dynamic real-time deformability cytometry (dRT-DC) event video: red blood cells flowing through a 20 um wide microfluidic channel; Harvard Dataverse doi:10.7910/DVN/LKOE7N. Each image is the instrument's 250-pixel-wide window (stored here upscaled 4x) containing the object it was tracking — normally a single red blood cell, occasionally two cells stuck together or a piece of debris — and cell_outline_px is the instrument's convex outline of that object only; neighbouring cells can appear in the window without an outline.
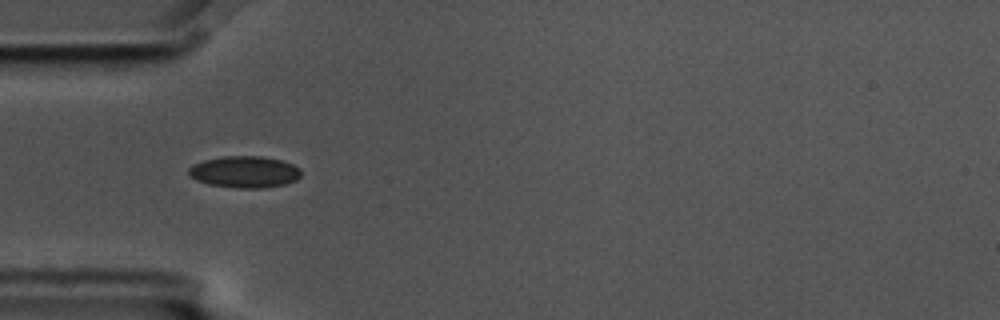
{"species": "common noctule bat (a hibernating species)", "species_latin": "Nyctalus noctula", "temperature_condition": "cold", "stored_images_in_passage": 5, "camera_frame_rate_fps": 3000, "um_per_image_px": 0.085, "animal": {"sex": "male", "body_mass_g": 17.5, "forearm_length_mm": 52.3}, "frame": {"image": 1, "passage_image": 4, "time_ms": 1.0, "image_size_px": [1000, 320], "cell_outline_px": [[300, 176], [296, 180], [284, 184], [264, 188], [240, 188], [208, 184], [196, 180], [188, 176], [188, 168], [192, 164], [204, 160], [224, 156], [260, 156], [280, 160], [292, 164], [300, 168]], "centroid_in_image_um": [20.75, 14.61], "position_along_channel_um": 64.2, "area_um2": 20.75}}